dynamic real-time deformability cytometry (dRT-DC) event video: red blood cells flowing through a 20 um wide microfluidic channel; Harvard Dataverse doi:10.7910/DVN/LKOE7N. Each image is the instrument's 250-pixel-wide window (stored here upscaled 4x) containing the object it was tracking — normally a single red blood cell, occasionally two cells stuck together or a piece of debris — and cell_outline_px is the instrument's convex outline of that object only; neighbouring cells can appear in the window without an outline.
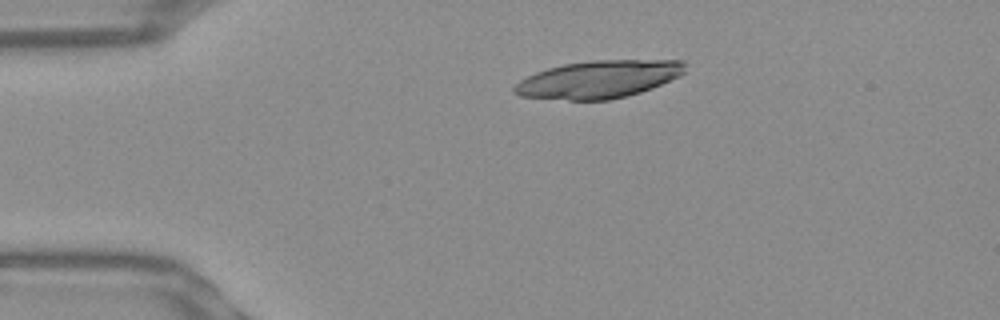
{"species": "Egyptian fruit bat (a non-hibernating species)", "species_latin": "Rousettus aegyptiacus", "temperature_condition": "warm", "stored_images_in_passage": 42, "camera_frame_rate_fps": 3000, "um_per_image_px": 0.085, "frame": {"image": 1, "passage_image": 1, "time_ms": 0.0, "image_size_px": [1000, 320], "cell_outline_px": [[684, 72], [660, 84], [640, 92], [608, 100], [572, 100], [524, 96], [516, 92], [516, 84], [528, 76], [536, 72], [564, 64], [600, 60], [680, 60], [684, 64]], "centroid_in_image_um": [50.9, 6.73], "position_along_channel_um": 34.1, "area_um2": 36.3}}